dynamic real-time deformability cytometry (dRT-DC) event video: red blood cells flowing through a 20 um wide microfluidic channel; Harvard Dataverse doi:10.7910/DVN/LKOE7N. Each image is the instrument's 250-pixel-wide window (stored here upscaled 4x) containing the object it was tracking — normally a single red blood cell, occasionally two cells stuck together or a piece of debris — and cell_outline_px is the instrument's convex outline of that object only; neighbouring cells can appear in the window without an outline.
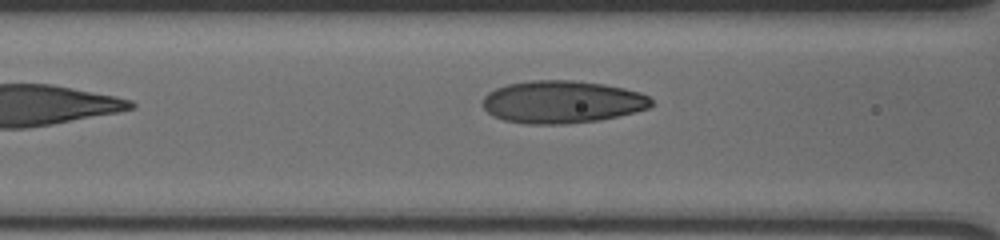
{"species": "human", "species_latin": "Homo sapiens", "temperature_condition": "cold", "stored_images_in_passage": 13, "segment_of_instrument_passage": [2, 2], "camera_frame_rate_fps": 3000, "um_per_image_px": 0.085, "donor": {"sex": "male"}, "frame": {"image": 1, "passage_image": 13, "time_ms": 4.0, "image_size_px": [1000, 240], "cell_outline_px": [[652, 104], [648, 108], [600, 120], [564, 124], [524, 124], [504, 120], [492, 116], [484, 108], [484, 96], [488, 92], [496, 88], [508, 84], [532, 80], [572, 80], [604, 84], [624, 88], [640, 92], [648, 96], [652, 100]], "centroid_in_image_um": [47.76, 8.66], "position_along_channel_um": 118.8, "area_um2": 41.73}}